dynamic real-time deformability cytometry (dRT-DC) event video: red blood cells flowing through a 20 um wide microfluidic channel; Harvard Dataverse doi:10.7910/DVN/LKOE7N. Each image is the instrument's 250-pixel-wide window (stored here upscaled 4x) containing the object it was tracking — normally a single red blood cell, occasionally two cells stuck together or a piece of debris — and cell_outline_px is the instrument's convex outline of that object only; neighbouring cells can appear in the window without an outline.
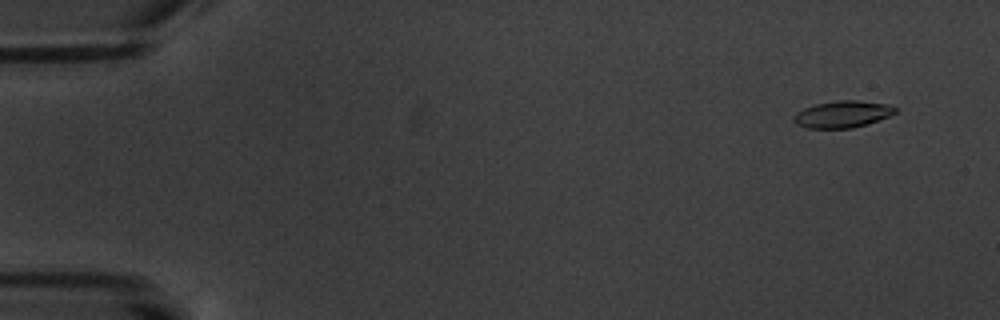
{"species": "common noctule bat (a hibernating species)", "species_latin": "Nyctalus noctula", "temperature_condition": "warm", "stored_images_in_passage": 6, "camera_frame_rate_fps": 3000, "um_per_image_px": 0.085, "animal": {"sex": "male", "body_mass_g": 20.1, "forearm_length_mm": 53.5}, "frame": {"image": 1, "passage_image": 2, "time_ms": 1.0, "image_size_px": [1000, 320], "cell_outline_px": [[896, 112], [888, 116], [852, 128], [808, 128], [796, 124], [792, 120], [792, 116], [796, 112], [804, 108], [816, 104], [836, 100], [856, 100], [888, 104], [896, 108]], "centroid_in_image_um": [71.55, 9.7], "position_along_channel_um": 13.4, "area_um2": 15.72}}
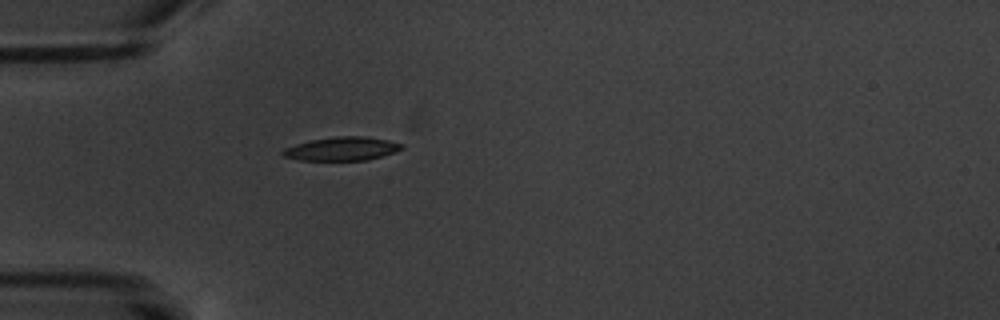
{"frame": {"image": 2, "passage_image": 6, "time_ms": 5.667, "image_size_px": [1000, 320], "cell_outline_px": [[404, 148], [396, 152], [368, 160], [300, 160], [284, 156], [280, 152], [284, 148], [296, 144], [312, 140], [336, 136], [364, 136], [388, 140], [404, 144]], "centroid_in_image_um": [29.1, 12.64], "position_along_channel_um": 55.9, "area_um2": 16.36}}